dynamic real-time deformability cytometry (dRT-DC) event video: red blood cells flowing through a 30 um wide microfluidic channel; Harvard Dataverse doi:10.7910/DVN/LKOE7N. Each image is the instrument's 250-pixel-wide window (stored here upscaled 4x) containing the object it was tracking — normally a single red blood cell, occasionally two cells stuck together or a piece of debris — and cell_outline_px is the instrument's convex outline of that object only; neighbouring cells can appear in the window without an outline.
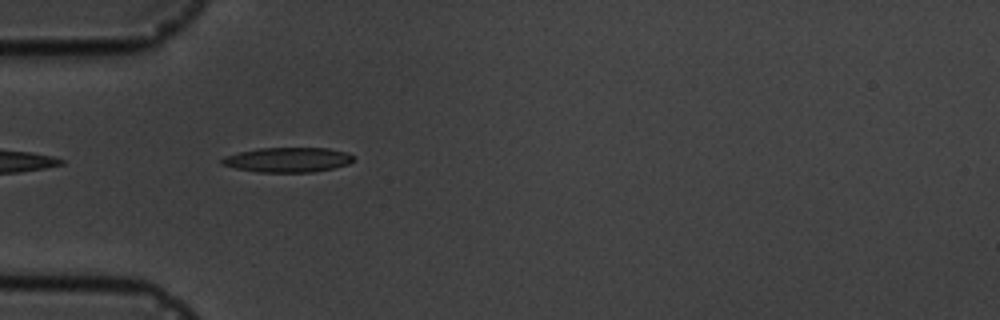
{"species": "common noctule bat (a hibernating species)", "species_latin": "Nyctalus noctula", "temperature_condition": "cold", "stored_images_in_passage": 2, "camera_frame_rate_fps": 3000, "um_per_image_px": 0.085, "animal": {"sex": "male", "body_mass_g": 19.5, "forearm_length_mm": 54.6}, "frame": {"image": 1, "passage_image": 1, "time_ms": 0.0, "image_size_px": [1000, 320], "cell_outline_px": [[352, 160], [348, 164], [332, 168], [312, 172], [256, 172], [236, 168], [220, 164], [220, 160], [224, 156], [240, 152], [260, 148], [328, 148], [348, 152], [352, 156]], "centroid_in_image_um": [24.43, 13.58], "position_along_channel_um": 60.6, "area_um2": 18.9}}
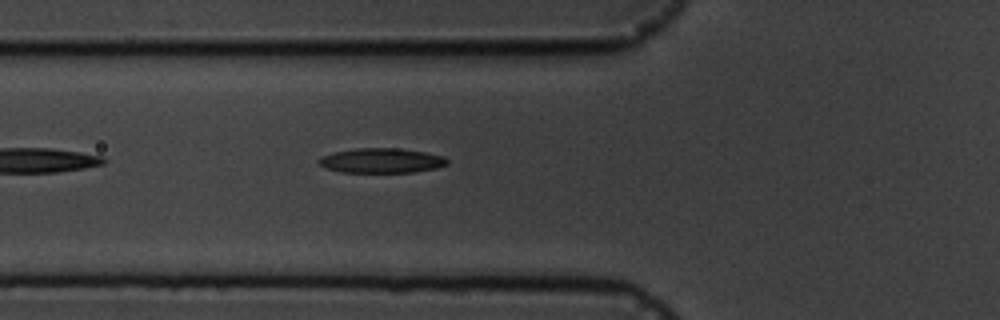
{"frame": {"image": 2, "passage_image": 2, "time_ms": 1.0, "image_size_px": [1000, 320], "cell_outline_px": [[448, 164], [436, 168], [412, 172], [340, 172], [324, 168], [316, 164], [316, 160], [320, 156], [332, 152], [356, 148], [396, 148], [424, 152], [444, 156], [448, 160]], "centroid_in_image_um": [32.34, 13.65], "position_along_channel_um": 93.5, "area_um2": 18.73}}